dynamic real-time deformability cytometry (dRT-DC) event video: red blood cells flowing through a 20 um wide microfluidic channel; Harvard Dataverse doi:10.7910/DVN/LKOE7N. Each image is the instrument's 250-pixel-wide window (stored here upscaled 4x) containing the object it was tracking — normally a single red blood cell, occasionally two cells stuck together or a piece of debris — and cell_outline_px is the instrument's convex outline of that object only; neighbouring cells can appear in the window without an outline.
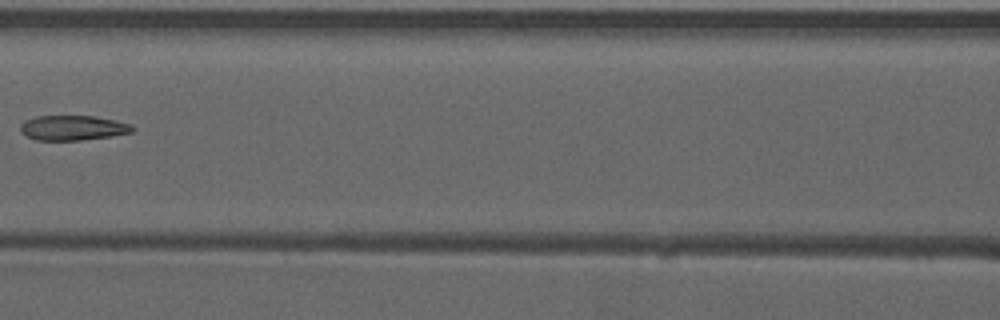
{"species": "common noctule bat (a hibernating species)", "species_latin": "Nyctalus noctula", "temperature_condition": "warm", "stored_images_in_passage": 7, "camera_frame_rate_fps": 3000, "um_per_image_px": 0.085, "animal": {"sex": "male", "forearm_length_mm": 52.5}, "frame": {"image": 1, "passage_image": 7, "time_ms": 2.0, "image_size_px": [1000, 320], "cell_outline_px": [[136, 128], [132, 132], [112, 136], [80, 140], [36, 140], [20, 132], [20, 124], [24, 120], [36, 116], [92, 116], [116, 120], [132, 124]], "centroid_in_image_um": [6.2, 10.86], "position_along_channel_um": 160.4, "area_um2": 16.36}}